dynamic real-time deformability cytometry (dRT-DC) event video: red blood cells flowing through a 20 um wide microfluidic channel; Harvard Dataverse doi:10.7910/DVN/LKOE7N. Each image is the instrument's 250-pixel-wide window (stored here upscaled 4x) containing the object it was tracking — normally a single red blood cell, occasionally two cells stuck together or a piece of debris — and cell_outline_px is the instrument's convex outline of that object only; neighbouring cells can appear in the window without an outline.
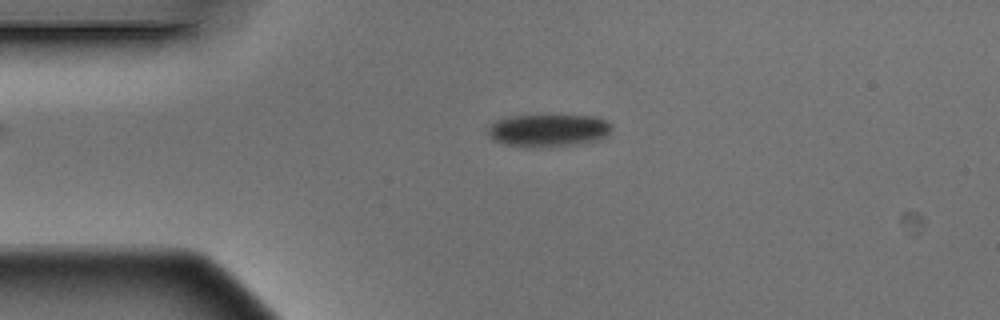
{"species": "Egyptian fruit bat (a non-hibernating species)", "species_latin": "Rousettus aegyptiacus", "temperature_condition": "warm", "stored_images_in_passage": 3, "camera_frame_rate_fps": 3000, "um_per_image_px": 0.085, "animal": {"sex": "male"}, "frame": {"image": 1, "passage_image": 2, "time_ms": 0.333, "image_size_px": [1000, 320], "cell_outline_px": [[608, 136], [596, 140], [576, 144], [504, 144], [492, 140], [488, 136], [488, 128], [496, 120], [512, 116], [592, 116], [604, 120], [608, 124]], "centroid_in_image_um": [46.57, 11.04], "position_along_channel_um": 38.4, "area_um2": 22.08}}